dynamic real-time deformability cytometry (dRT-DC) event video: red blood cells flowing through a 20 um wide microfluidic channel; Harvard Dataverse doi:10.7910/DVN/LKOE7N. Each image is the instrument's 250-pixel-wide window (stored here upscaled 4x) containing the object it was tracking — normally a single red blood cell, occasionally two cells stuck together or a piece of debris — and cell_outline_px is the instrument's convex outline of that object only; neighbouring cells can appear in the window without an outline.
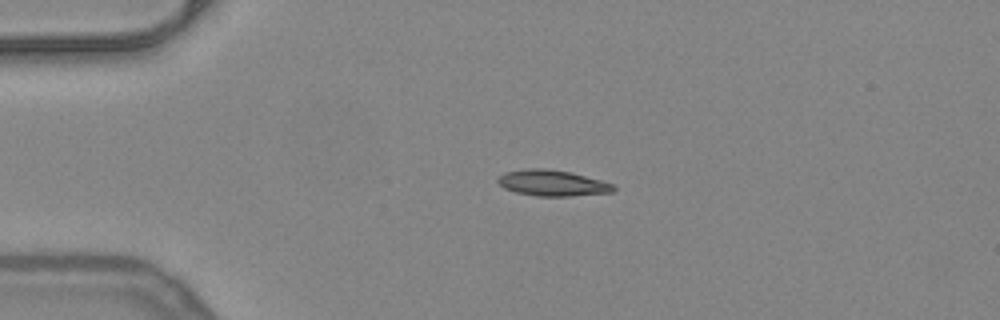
{"species": "common noctule bat (a hibernating species)", "species_latin": "Nyctalus noctula", "temperature_condition": "warm", "stored_images_in_passage": 41, "camera_frame_rate_fps": 3000, "um_per_image_px": 0.085, "animal": {"sex": "female", "body_mass_g": 24.6, "forearm_length_mm": 56.2}, "frame": {"image": 1, "passage_image": 1, "time_ms": 0.0, "image_size_px": [1000, 320], "cell_outline_px": [[616, 188], [612, 192], [568, 196], [536, 196], [516, 192], [504, 188], [496, 180], [504, 172], [524, 168], [548, 168], [572, 172], [616, 184]], "centroid_in_image_um": [46.96, 15.54], "position_along_channel_um": 38.0, "area_um2": 17.69}}
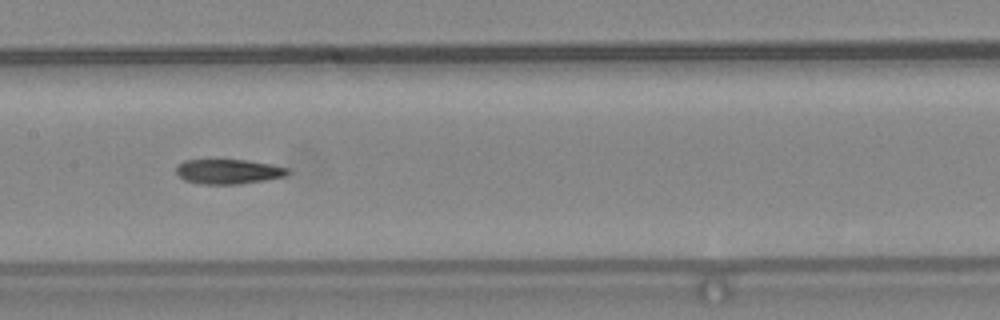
{"frame": {"image": 2, "passage_image": 15, "time_ms": 4.667, "image_size_px": [1000, 320], "cell_outline_px": [[292, 172], [284, 176], [264, 180], [240, 184], [200, 184], [184, 180], [176, 172], [176, 168], [184, 160], [244, 160], [268, 164], [288, 168]], "centroid_in_image_um": [19.41, 14.59], "position_along_channel_um": 188.0, "area_um2": 15.9}}
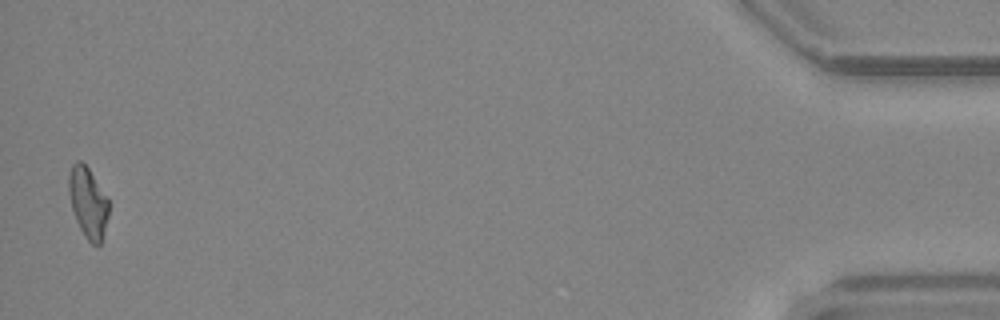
{"frame": {"image": 3, "passage_image": 40, "time_ms": 13.0, "image_size_px": [1000, 320], "cell_outline_px": [[108, 216], [100, 244], [92, 244], [88, 240], [80, 228], [76, 220], [72, 208], [68, 192], [68, 176], [72, 164], [76, 160], [80, 160], [88, 168], [108, 196]], "centroid_in_image_um": [7.47, 17.17], "position_along_channel_um": 427.7, "area_um2": 16.36}, "authors_computed_cell_mechanics": {"area_um2": 16.7042, "velocity_mm_per_s": 3.9942, "shape_relaxation_time_tau1_ms": null, "shape_relaxation_time_tau2_ms": 5.228, "deformation_change_tau1": null, "deformation_change_tau2": 0.1386}}